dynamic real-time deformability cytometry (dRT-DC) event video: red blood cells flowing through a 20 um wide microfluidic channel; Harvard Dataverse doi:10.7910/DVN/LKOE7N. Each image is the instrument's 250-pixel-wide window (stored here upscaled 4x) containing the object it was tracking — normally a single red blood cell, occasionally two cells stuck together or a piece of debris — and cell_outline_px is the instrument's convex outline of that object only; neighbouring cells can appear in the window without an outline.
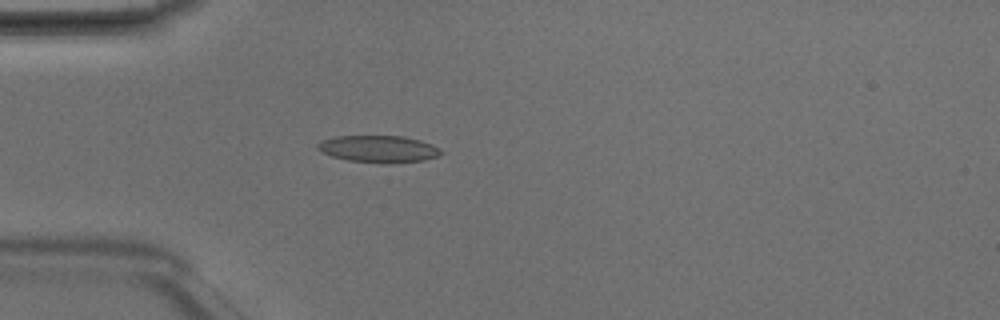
{"species": "Egyptian fruit bat (a non-hibernating species)", "species_latin": "Rousettus aegyptiacus", "temperature_condition": "room temperature", "stored_images_in_passage": 3, "camera_frame_rate_fps": 3000, "um_per_image_px": 0.085, "animal": {"sex": "male"}, "frame": {"image": 1, "passage_image": 3, "time_ms": 0.667, "image_size_px": [1000, 320], "cell_outline_px": [[444, 152], [440, 156], [424, 160], [384, 164], [348, 160], [332, 156], [316, 148], [316, 144], [324, 140], [336, 136], [404, 136], [420, 140], [432, 144], [440, 148]], "centroid_in_image_um": [32.24, 12.66], "position_along_channel_um": 52.8, "area_um2": 19.48}}